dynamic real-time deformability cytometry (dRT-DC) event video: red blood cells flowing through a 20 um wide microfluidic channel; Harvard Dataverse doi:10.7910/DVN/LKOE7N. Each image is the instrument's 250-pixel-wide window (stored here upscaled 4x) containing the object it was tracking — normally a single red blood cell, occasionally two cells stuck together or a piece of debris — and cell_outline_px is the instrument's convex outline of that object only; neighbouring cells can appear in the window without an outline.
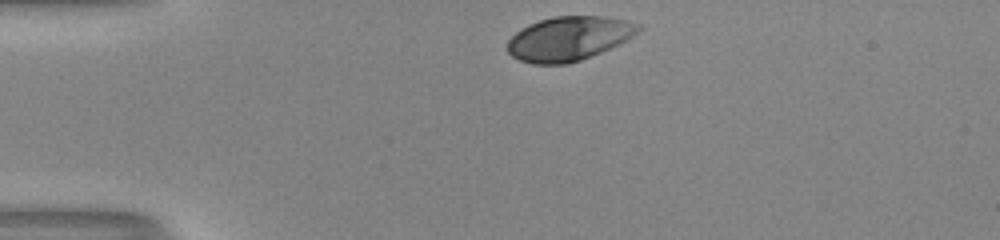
{"species": "human", "species_latin": "Homo sapiens", "temperature_condition": "room temperature", "stored_images_in_passage": 31, "camera_frame_rate_fps": 3000, "um_per_image_px": 0.085, "donor": {"sex": "male"}, "frame": {"image": 1, "passage_image": 1, "time_ms": 0.0, "image_size_px": [1000, 240], "cell_outline_px": [[640, 28], [632, 36], [600, 52], [580, 60], [568, 64], [532, 64], [520, 60], [512, 56], [508, 52], [508, 40], [520, 28], [528, 24], [552, 16], [604, 16], [624, 20], [640, 24]], "centroid_in_image_um": [48.29, 3.27], "position_along_channel_um": 36.7, "area_um2": 33.35}}
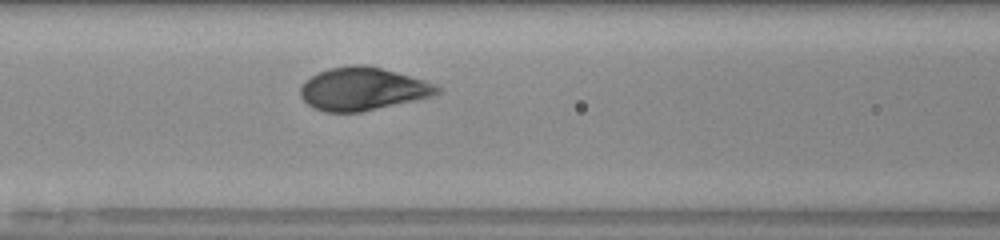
{"frame": {"image": 2, "passage_image": 12, "time_ms": 3.667, "image_size_px": [1000, 240], "cell_outline_px": [[440, 92], [432, 96], [360, 112], [324, 112], [312, 108], [300, 96], [300, 88], [312, 76], [328, 68], [352, 64], [364, 64], [380, 68], [424, 80], [436, 84], [440, 88]], "centroid_in_image_um": [30.81, 7.56], "position_along_channel_um": 135.8, "area_um2": 33.87}}
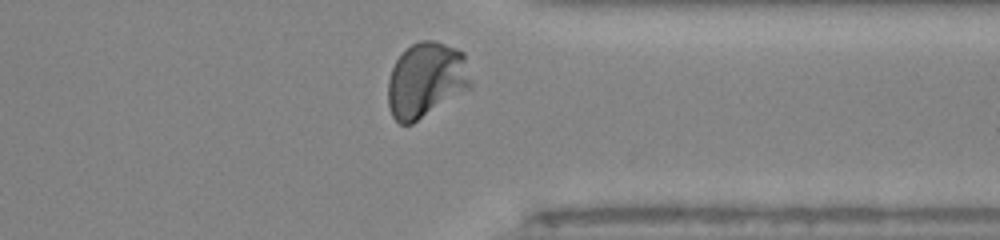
{"frame": {"image": 3, "passage_image": 30, "time_ms": 9.667, "image_size_px": [1000, 240], "cell_outline_px": [[472, 88], [412, 124], [400, 124], [392, 116], [388, 104], [388, 80], [392, 68], [396, 60], [412, 44], [420, 40], [436, 40], [456, 48], [464, 52], [472, 84]], "centroid_in_image_um": [36.24, 6.8], "position_along_channel_um": 375.2, "area_um2": 36.59}, "authors_computed_cell_mechanics": {"area_um2": 33.9864, "velocity_mm_per_s": 4.0273, "shape_relaxation_time_tau1_ms": 1.9886, "shape_relaxation_time_tau2_ms": null, "deformation_change_tau1": 0.1473, "deformation_change_tau2": null}}